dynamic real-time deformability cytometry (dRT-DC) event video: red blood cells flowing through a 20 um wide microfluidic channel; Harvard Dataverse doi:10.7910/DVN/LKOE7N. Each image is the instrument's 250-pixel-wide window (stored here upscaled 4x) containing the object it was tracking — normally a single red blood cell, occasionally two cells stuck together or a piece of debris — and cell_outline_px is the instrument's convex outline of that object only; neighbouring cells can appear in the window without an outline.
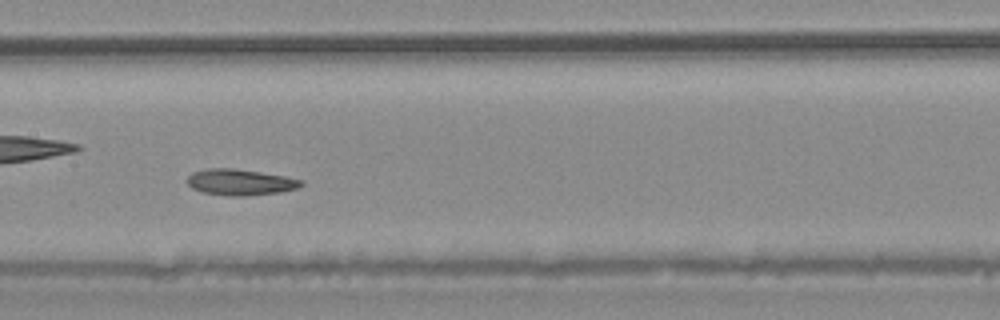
{"species": "common noctule bat (a hibernating species)", "species_latin": "Nyctalus noctula", "temperature_condition": "warm", "stored_images_in_passage": 42, "camera_frame_rate_fps": 3000, "um_per_image_px": 0.085, "animal": {"sex": "male", "body_mass_g": 20.4}, "frame": {"image": 1, "passage_image": 19, "time_ms": 6.0, "image_size_px": [1000, 320], "cell_outline_px": [[304, 184], [300, 188], [280, 192], [248, 196], [228, 196], [200, 192], [192, 188], [184, 180], [192, 172], [208, 168], [232, 168], [260, 172], [284, 176], [304, 180]], "centroid_in_image_um": [20.41, 15.49], "position_along_channel_um": 187.0, "area_um2": 17.63}}
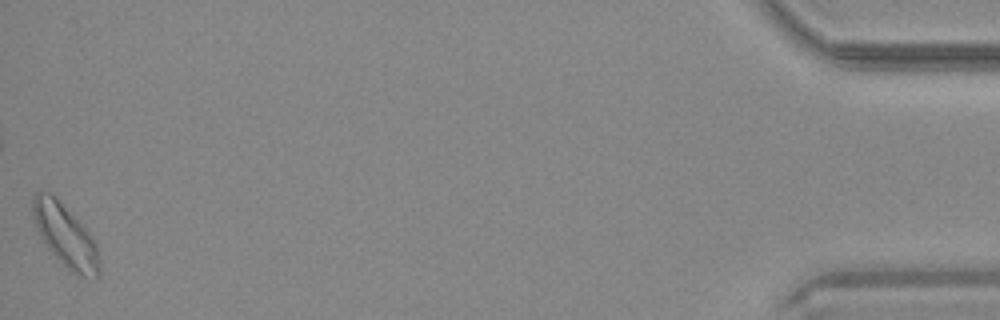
{"frame": {"image": 2, "passage_image": 42, "time_ms": 13.667, "image_size_px": [1000, 320], "cell_outline_px": [[100, 276], [96, 280], [76, 276], [68, 272], [44, 244], [36, 228], [32, 216], [32, 200], [36, 192], [48, 192], [92, 236], [96, 244], [100, 260]], "centroid_in_image_um": [5.57, 20.17], "position_along_channel_um": 429.6, "area_um2": 24.28}}